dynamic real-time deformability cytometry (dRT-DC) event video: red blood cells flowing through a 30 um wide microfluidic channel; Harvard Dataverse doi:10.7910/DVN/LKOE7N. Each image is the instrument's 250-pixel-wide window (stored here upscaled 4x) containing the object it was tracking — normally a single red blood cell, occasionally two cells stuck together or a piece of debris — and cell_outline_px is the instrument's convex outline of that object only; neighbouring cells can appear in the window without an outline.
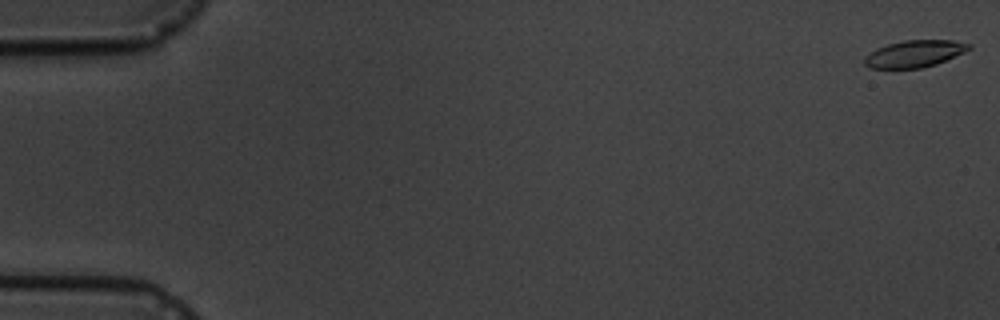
{"species": "common noctule bat (a hibernating species)", "species_latin": "Nyctalus noctula", "temperature_condition": "cold", "stored_images_in_passage": 6, "camera_frame_rate_fps": 3000, "um_per_image_px": 0.085, "animal": {"sex": "male", "body_mass_g": 19.5, "forearm_length_mm": 54.6}, "frame": {"image": 1, "passage_image": 1, "time_ms": 0.0, "image_size_px": [1000, 320], "cell_outline_px": [[972, 48], [964, 52], [936, 64], [920, 68], [868, 68], [864, 64], [864, 56], [876, 48], [888, 44], [904, 40], [952, 40], [972, 44]], "centroid_in_image_um": [77.72, 4.56], "position_along_channel_um": 7.3, "area_um2": 16.42}}
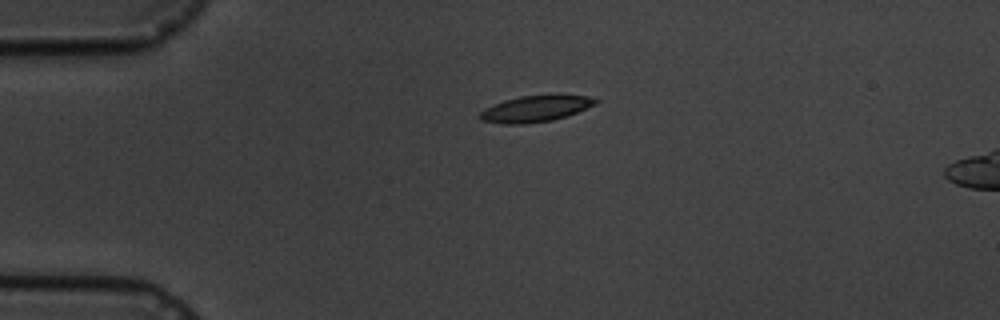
{"frame": {"image": 2, "passage_image": 5, "time_ms": 4.333, "image_size_px": [1000, 320], "cell_outline_px": [[600, 100], [596, 104], [576, 112], [552, 120], [524, 124], [504, 124], [480, 120], [480, 112], [484, 108], [504, 100], [520, 96], [592, 96]], "centroid_in_image_um": [45.48, 9.25], "position_along_channel_um": 39.5, "area_um2": 17.28}}